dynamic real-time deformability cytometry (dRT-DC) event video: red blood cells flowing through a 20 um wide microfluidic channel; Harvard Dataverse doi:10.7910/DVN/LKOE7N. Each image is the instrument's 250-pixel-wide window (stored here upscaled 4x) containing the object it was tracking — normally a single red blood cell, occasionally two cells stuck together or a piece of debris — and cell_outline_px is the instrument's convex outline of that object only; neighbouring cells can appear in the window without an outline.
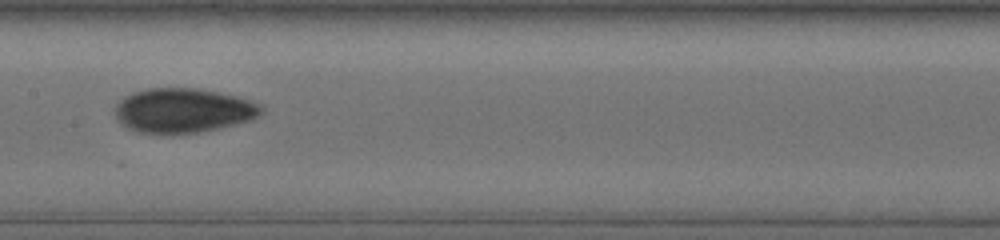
{"species": "human", "species_latin": "Homo sapiens", "temperature_condition": "cold", "stored_images_in_passage": 46, "camera_frame_rate_fps": 3000, "um_per_image_px": 0.085, "donor": {"sex": "male"}, "frame": {"image": 1, "passage_image": 25, "time_ms": 9.667, "image_size_px": [1000, 240], "cell_outline_px": [[264, 112], [252, 120], [216, 128], [196, 132], [172, 136], [164, 136], [136, 132], [120, 124], [116, 116], [116, 104], [124, 96], [132, 92], [148, 88], [196, 88], [236, 96], [260, 104], [264, 108]], "centroid_in_image_um": [15.53, 9.42], "position_along_channel_um": 191.9, "area_um2": 38.44}}
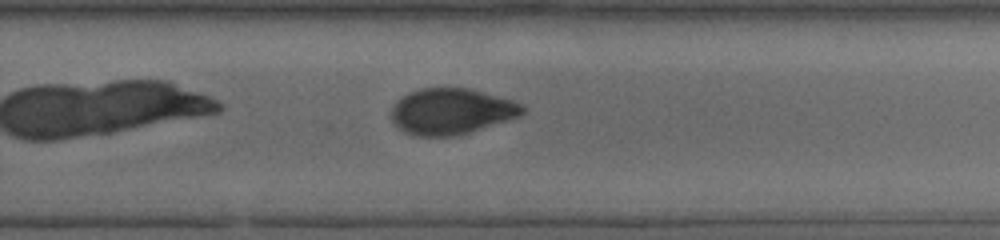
{"frame": {"image": 2, "passage_image": 32, "time_ms": 12.333, "image_size_px": [1000, 240], "cell_outline_px": [[524, 112], [520, 116], [456, 136], [416, 136], [404, 132], [392, 120], [392, 104], [396, 100], [408, 92], [420, 88], [468, 88], [512, 100], [520, 104], [524, 108]], "centroid_in_image_um": [38.32, 9.46], "position_along_channel_um": 291.5, "area_um2": 34.97}}
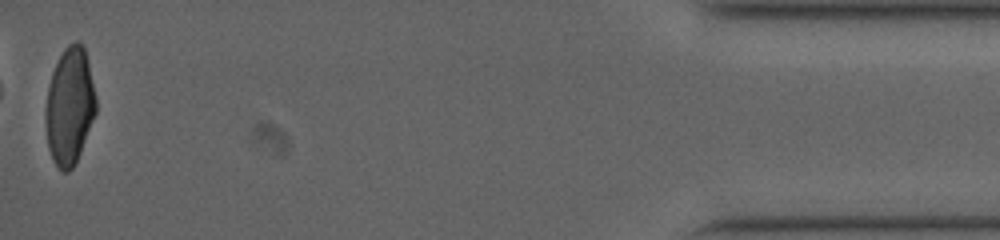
{"frame": {"image": 3, "passage_image": 46, "time_ms": 18.0, "image_size_px": [1000, 240], "cell_outline_px": [[96, 112], [80, 152], [72, 168], [68, 172], [64, 172], [52, 160], [48, 148], [44, 116], [44, 112], [48, 88], [52, 72], [64, 48], [68, 44], [76, 40], [84, 48], [96, 96]], "centroid_in_image_um": [5.9, 9.03], "position_along_channel_um": 429.3, "area_um2": 34.1}, "authors_computed_cell_mechanics": {"area_um2": 37.8879, "velocity_mm_per_s": 3.7606, "shape_relaxation_time_tau1_ms": 5.4017, "shape_relaxation_time_tau2_ms": 2.6253, "deformation_change_tau1": 0.1499, "deformation_change_tau2": 0.0632}}